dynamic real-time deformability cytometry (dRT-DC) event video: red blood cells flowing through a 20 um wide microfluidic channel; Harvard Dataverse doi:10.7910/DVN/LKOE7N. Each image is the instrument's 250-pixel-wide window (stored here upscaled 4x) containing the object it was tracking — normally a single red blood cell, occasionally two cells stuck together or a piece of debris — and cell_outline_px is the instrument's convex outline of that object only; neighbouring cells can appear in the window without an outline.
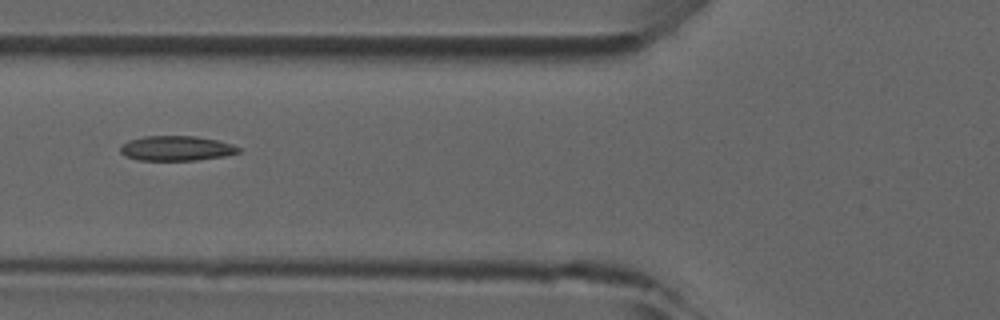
{"species": "common noctule bat (a hibernating species)", "species_latin": "Nyctalus noctula", "temperature_condition": "room temperature", "stored_images_in_passage": 6, "camera_frame_rate_fps": 3000, "um_per_image_px": 0.085, "animal": {"sex": "male", "forearm_length_mm": 52.5}, "frame": {"image": 1, "passage_image": 6, "time_ms": 5.667, "image_size_px": [1000, 320], "cell_outline_px": [[240, 152], [224, 156], [196, 160], [140, 160], [124, 156], [120, 152], [120, 144], [128, 140], [144, 136], [196, 136], [216, 140], [232, 144], [240, 148]], "centroid_in_image_um": [14.95, 12.6], "position_along_channel_um": 110.8, "area_um2": 17.17}}